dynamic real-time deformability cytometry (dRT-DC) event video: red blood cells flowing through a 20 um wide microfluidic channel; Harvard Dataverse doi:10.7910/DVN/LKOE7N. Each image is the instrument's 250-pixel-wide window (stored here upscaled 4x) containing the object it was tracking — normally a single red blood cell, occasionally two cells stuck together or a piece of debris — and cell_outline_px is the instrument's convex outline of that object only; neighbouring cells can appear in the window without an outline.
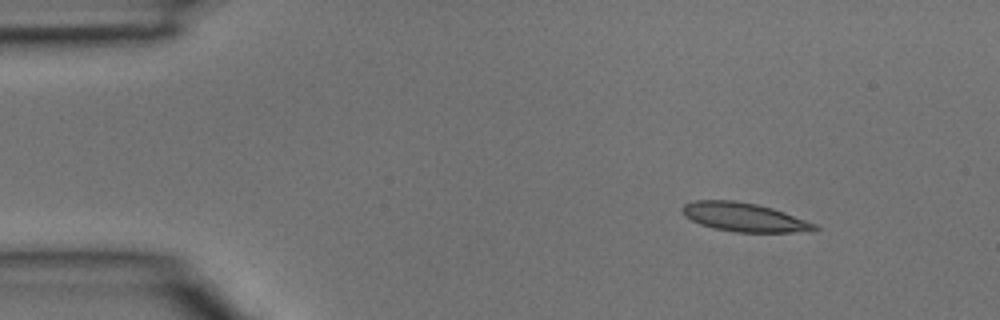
{"species": "common noctule bat (a hibernating species)", "species_latin": "Nyctalus noctula", "temperature_condition": "room temperature", "stored_images_in_passage": 3, "camera_frame_rate_fps": 3000, "um_per_image_px": 0.085, "animal": {"sex": "male", "body_mass_g": 15.6}, "frame": {"image": 1, "passage_image": 1, "time_ms": 0.0, "image_size_px": [1000, 320], "cell_outline_px": [[820, 228], [792, 232], [736, 232], [712, 228], [700, 224], [684, 216], [680, 208], [684, 204], [696, 200], [736, 200], [756, 204], [772, 208], [784, 212], [816, 224]], "centroid_in_image_um": [63.18, 18.45], "position_along_channel_um": 21.8, "area_um2": 22.02}}
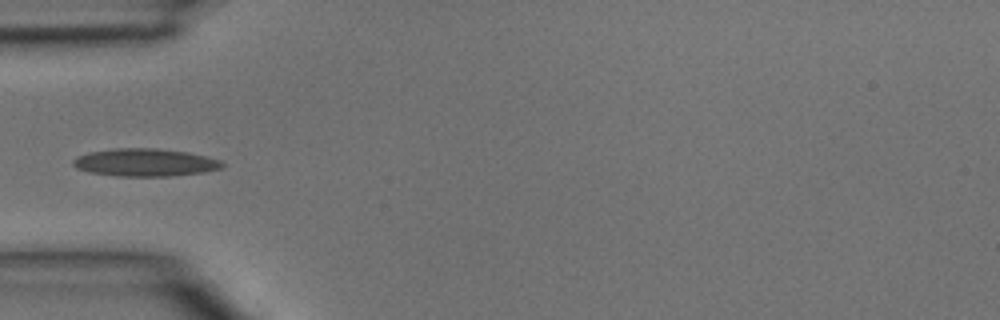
{"frame": {"image": 2, "passage_image": 3, "time_ms": 0.667, "image_size_px": [1000, 320], "cell_outline_px": [[224, 164], [220, 168], [204, 172], [168, 176], [116, 176], [88, 172], [76, 168], [72, 164], [72, 160], [76, 156], [88, 152], [116, 148], [156, 148], [188, 152], [220, 160]], "centroid_in_image_um": [12.27, 13.8], "position_along_channel_um": 72.7, "area_um2": 24.1}}